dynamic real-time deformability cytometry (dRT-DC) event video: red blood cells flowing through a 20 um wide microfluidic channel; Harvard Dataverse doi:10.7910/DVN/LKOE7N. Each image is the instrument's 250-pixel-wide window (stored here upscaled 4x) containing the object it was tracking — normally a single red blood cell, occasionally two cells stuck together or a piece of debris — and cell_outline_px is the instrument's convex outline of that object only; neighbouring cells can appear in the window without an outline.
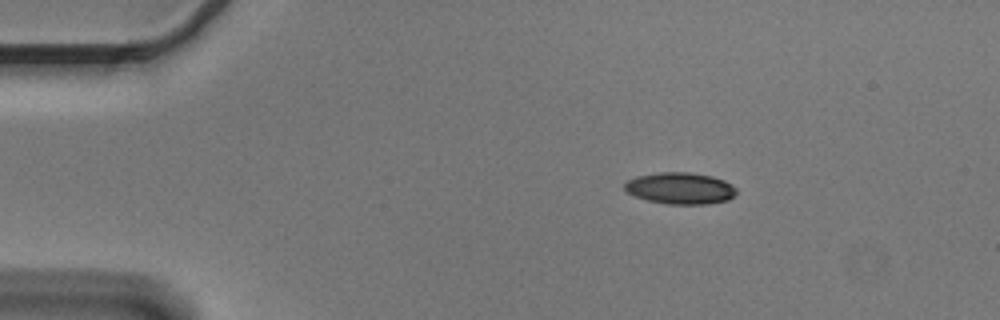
{"species": "Egyptian fruit bat (a non-hibernating species)", "species_latin": "Rousettus aegyptiacus", "temperature_condition": "cold", "stored_images_in_passage": 47, "camera_frame_rate_fps": 3000, "um_per_image_px": 0.085, "animal": {"sex": "male"}, "frame": {"image": 1, "passage_image": 1, "time_ms": 0.0, "image_size_px": [1000, 320], "cell_outline_px": [[736, 192], [728, 200], [708, 204], [668, 204], [648, 200], [636, 196], [628, 192], [624, 188], [624, 184], [628, 180], [636, 176], [660, 172], [688, 172], [712, 176], [724, 180], [732, 184], [736, 188]], "centroid_in_image_um": [57.83, 16.0], "position_along_channel_um": 27.2, "area_um2": 20.52}}
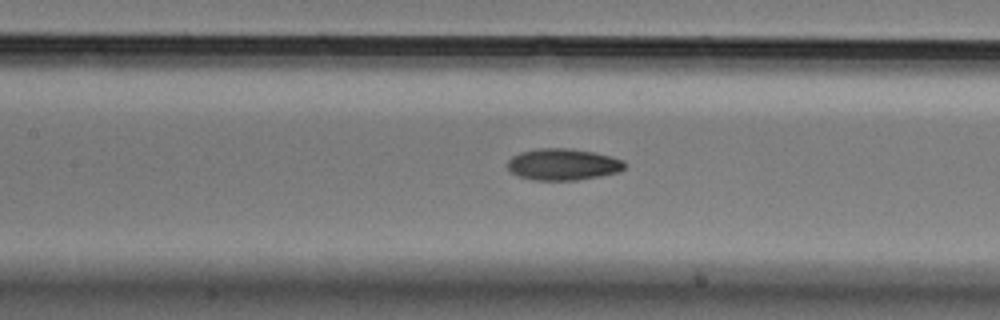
{"frame": {"image": 2, "passage_image": 17, "time_ms": 5.333, "image_size_px": [1000, 320], "cell_outline_px": [[628, 164], [620, 172], [600, 176], [576, 180], [532, 180], [520, 176], [512, 172], [508, 168], [508, 160], [512, 156], [520, 152], [536, 148], [572, 148], [592, 152], [624, 160]], "centroid_in_image_um": [47.87, 13.97], "position_along_channel_um": 159.5, "area_um2": 21.62}}
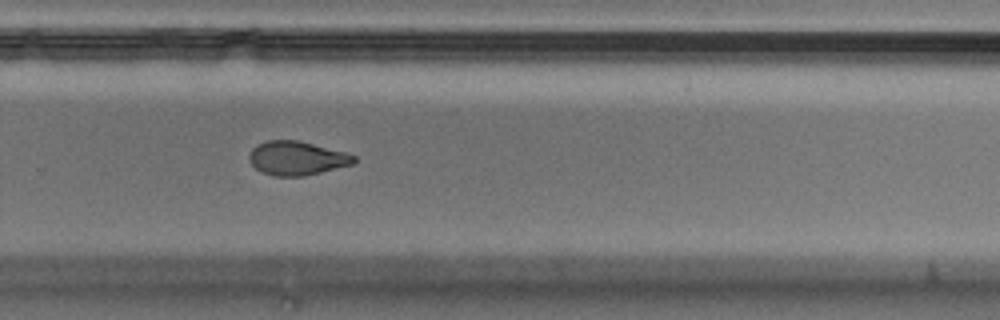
{"frame": {"image": 3, "passage_image": 29, "time_ms": 9.333, "image_size_px": [1000, 320], "cell_outline_px": [[356, 160], [352, 164], [304, 176], [276, 176], [264, 172], [256, 168], [252, 164], [248, 156], [252, 148], [256, 144], [268, 140], [296, 140], [344, 152], [356, 156]], "centroid_in_image_um": [25.2, 13.44], "position_along_channel_um": 304.6, "area_um2": 20.35}, "authors_computed_cell_mechanics": {"area_um2": 21.7328, "velocity_mm_per_s": 3.6414, "shape_relaxation_time_tau1_ms": 6.4302, "shape_relaxation_time_tau2_ms": 6.0262, "deformation_change_tau1": 0.1763, "deformation_change_tau2": 0.1066}}